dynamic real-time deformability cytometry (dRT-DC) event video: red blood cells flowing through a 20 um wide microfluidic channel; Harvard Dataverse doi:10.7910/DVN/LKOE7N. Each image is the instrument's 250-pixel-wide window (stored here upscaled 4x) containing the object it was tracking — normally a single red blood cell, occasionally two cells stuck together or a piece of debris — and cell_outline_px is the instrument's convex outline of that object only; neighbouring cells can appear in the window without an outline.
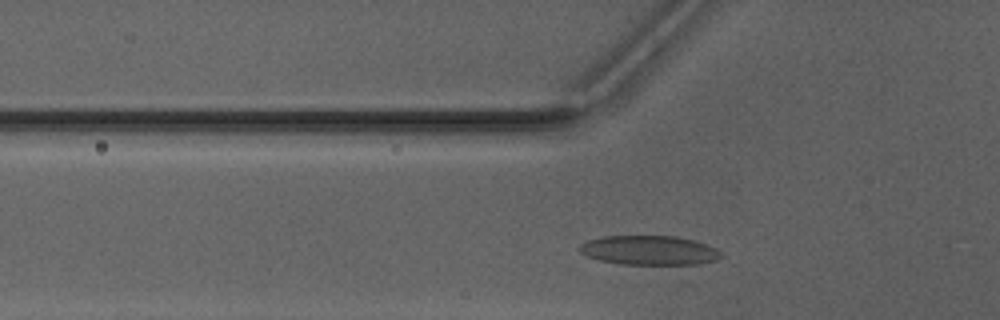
{"species": "Egyptian fruit bat (a non-hibernating species)", "species_latin": "Rousettus aegyptiacus", "temperature_condition": "warm", "stored_images_in_passage": 25, "camera_frame_rate_fps": 3000, "um_per_image_px": 0.085, "animal": {"sex": "male"}, "frame": {"image": 1, "passage_image": 2, "time_ms": 0.333, "image_size_px": [1000, 320], "cell_outline_px": [[724, 256], [716, 260], [696, 264], [620, 264], [600, 260], [588, 256], [580, 252], [576, 248], [580, 244], [588, 240], [604, 236], [676, 236], [696, 240], [716, 248]], "centroid_in_image_um": [55.19, 21.27], "position_along_channel_um": 70.6, "area_um2": 24.28}}
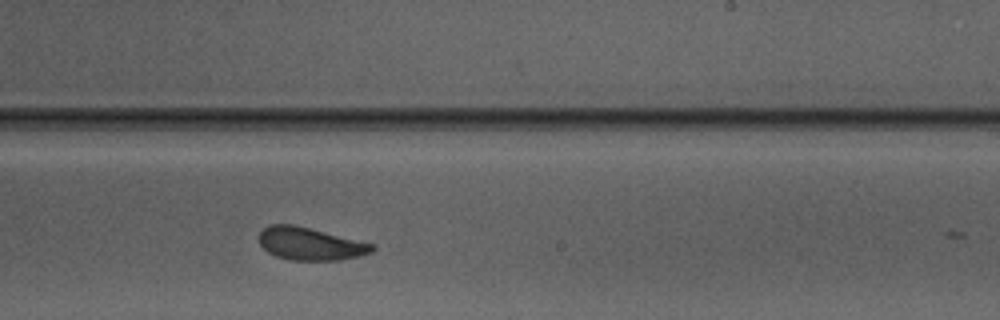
{"frame": {"image": 2, "passage_image": 16, "time_ms": 5.0, "image_size_px": [1000, 320], "cell_outline_px": [[376, 248], [372, 252], [360, 256], [340, 260], [292, 260], [276, 256], [268, 252], [260, 244], [256, 236], [268, 224], [296, 224], [376, 244]], "centroid_in_image_um": [26.38, 20.7], "position_along_channel_um": 262.6, "area_um2": 21.96}}
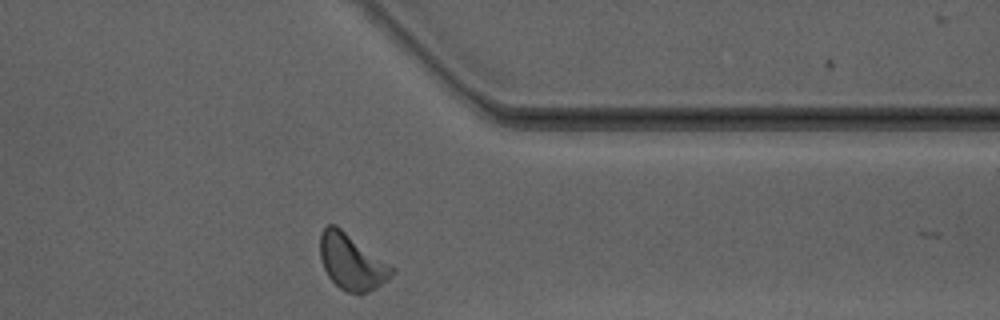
{"frame": {"image": 3, "passage_image": 25, "time_ms": 8.0, "image_size_px": [1000, 320], "cell_outline_px": [[396, 268], [388, 280], [376, 288], [360, 296], [348, 292], [340, 288], [328, 276], [324, 268], [320, 256], [320, 232], [328, 224], [336, 224]], "centroid_in_image_um": [29.91, 22.27], "position_along_channel_um": 381.5, "area_um2": 23.58}, "authors_computed_cell_mechanics": {"area_um2": 21.8484, "velocity_mm_per_s": 4.1333, "shape_relaxation_time_tau1_ms": 5.203, "shape_relaxation_time_tau2_ms": 0.9841, "deformation_change_tau1": 0.1562, "deformation_change_tau2": 0.0533}}